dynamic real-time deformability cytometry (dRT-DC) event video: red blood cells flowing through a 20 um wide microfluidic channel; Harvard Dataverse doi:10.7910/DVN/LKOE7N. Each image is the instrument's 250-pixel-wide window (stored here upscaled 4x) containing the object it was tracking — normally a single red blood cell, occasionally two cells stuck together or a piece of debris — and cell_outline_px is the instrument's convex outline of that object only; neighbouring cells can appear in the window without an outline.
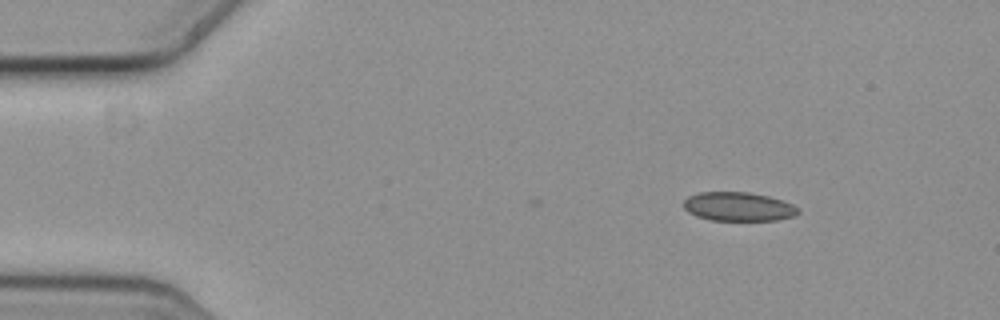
{"species": "common noctule bat (a hibernating species)", "species_latin": "Nyctalus noctula", "temperature_condition": "cold", "stored_images_in_passage": 2, "camera_frame_rate_fps": 3000, "um_per_image_px": 0.085, "animal": {"sex": "female", "body_mass_g": 19.3, "forearm_length_mm": 54.1}, "frame": {"image": 1, "passage_image": 2, "time_ms": 0.333, "image_size_px": [1000, 320], "cell_outline_px": [[800, 212], [792, 216], [776, 220], [708, 220], [696, 216], [688, 212], [684, 208], [684, 200], [688, 196], [700, 192], [748, 192], [768, 196], [792, 204], [800, 208]], "centroid_in_image_um": [62.74, 17.56], "position_along_channel_um": 22.3, "area_um2": 19.25}}